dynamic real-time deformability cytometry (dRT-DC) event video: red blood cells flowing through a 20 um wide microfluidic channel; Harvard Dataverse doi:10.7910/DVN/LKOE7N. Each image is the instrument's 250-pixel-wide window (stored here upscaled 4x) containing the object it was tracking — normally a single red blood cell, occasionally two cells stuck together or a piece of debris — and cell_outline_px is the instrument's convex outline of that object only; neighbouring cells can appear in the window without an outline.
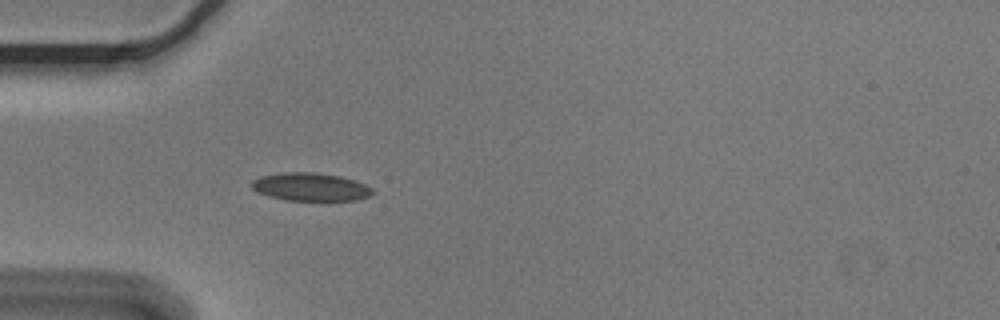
{"species": "Egyptian fruit bat (a non-hibernating species)", "species_latin": "Rousettus aegyptiacus", "temperature_condition": "cold", "stored_images_in_passage": 3, "camera_frame_rate_fps": 3000, "um_per_image_px": 0.085, "animal": {"sex": "male"}, "frame": {"image": 1, "passage_image": 3, "time_ms": 0.667, "image_size_px": [1000, 320], "cell_outline_px": [[376, 192], [372, 196], [356, 200], [284, 200], [260, 192], [252, 188], [252, 180], [260, 176], [284, 172], [316, 172], [340, 176], [356, 180], [372, 188]], "centroid_in_image_um": [26.46, 15.88], "position_along_channel_um": 58.5, "area_um2": 19.77}}